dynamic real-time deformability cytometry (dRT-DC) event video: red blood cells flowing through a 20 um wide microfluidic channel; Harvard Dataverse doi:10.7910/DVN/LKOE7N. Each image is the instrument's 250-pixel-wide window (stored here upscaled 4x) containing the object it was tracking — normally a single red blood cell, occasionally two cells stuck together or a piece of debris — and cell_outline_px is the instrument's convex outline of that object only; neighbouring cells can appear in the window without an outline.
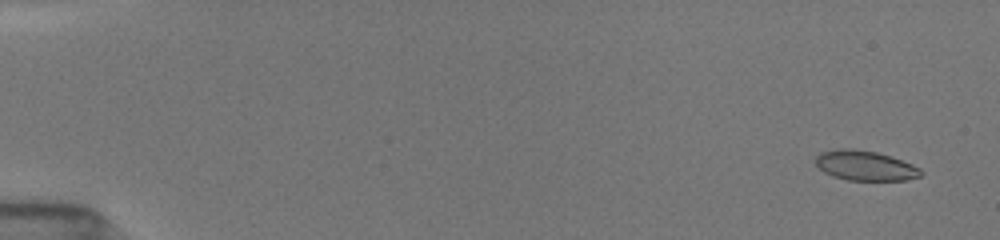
{"species": "common noctule bat (a hibernating species)", "species_latin": "Nyctalus noctula", "temperature_condition": "room temperature", "stored_images_in_passage": 53, "camera_frame_rate_fps": 3000, "um_per_image_px": 0.085, "animal": {"sex": "female", "body_mass_g": 19.5, "forearm_length_mm": 54.1}, "frame": {"image": 1, "passage_image": 3, "time_ms": 0.667, "image_size_px": [1000, 240], "cell_outline_px": [[924, 172], [920, 176], [908, 180], [848, 180], [832, 176], [824, 172], [816, 164], [816, 156], [820, 152], [840, 148], [852, 148], [876, 152], [912, 164], [920, 168]], "centroid_in_image_um": [73.53, 14.08], "position_along_channel_um": 11.5, "area_um2": 18.26}}
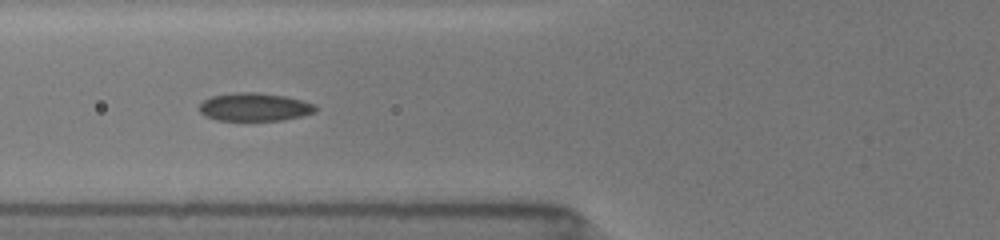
{"frame": {"image": 2, "passage_image": 22, "time_ms": 7.0, "image_size_px": [1000, 240], "cell_outline_px": [[316, 112], [284, 120], [216, 120], [204, 116], [200, 112], [200, 104], [204, 100], [212, 96], [236, 92], [260, 92], [284, 96], [316, 104]], "centroid_in_image_um": [21.63, 9.09], "position_along_channel_um": 104.2, "area_um2": 19.02}}
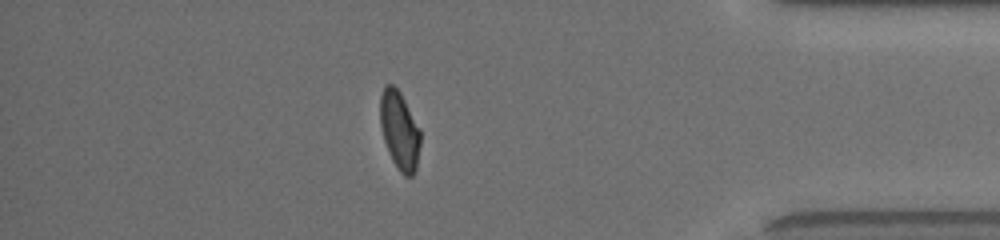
{"frame": {"image": 3, "passage_image": 47, "time_ms": 15.333, "image_size_px": [1000, 240], "cell_outline_px": [[420, 144], [416, 168], [412, 176], [404, 176], [400, 172], [392, 160], [384, 140], [380, 124], [380, 96], [384, 84], [392, 84], [400, 92], [420, 128]], "centroid_in_image_um": [33.95, 11.07], "position_along_channel_um": 401.2, "area_um2": 18.32}, "authors_computed_cell_mechanics": {"area_um2": 19.0162, "velocity_mm_per_s": 3.9238, "shape_relaxation_time_tau1_ms": 4.9263, "shape_relaxation_time_tau2_ms": 2.3576, "deformation_change_tau1": 0.1297, "deformation_change_tau2": 0.051}}